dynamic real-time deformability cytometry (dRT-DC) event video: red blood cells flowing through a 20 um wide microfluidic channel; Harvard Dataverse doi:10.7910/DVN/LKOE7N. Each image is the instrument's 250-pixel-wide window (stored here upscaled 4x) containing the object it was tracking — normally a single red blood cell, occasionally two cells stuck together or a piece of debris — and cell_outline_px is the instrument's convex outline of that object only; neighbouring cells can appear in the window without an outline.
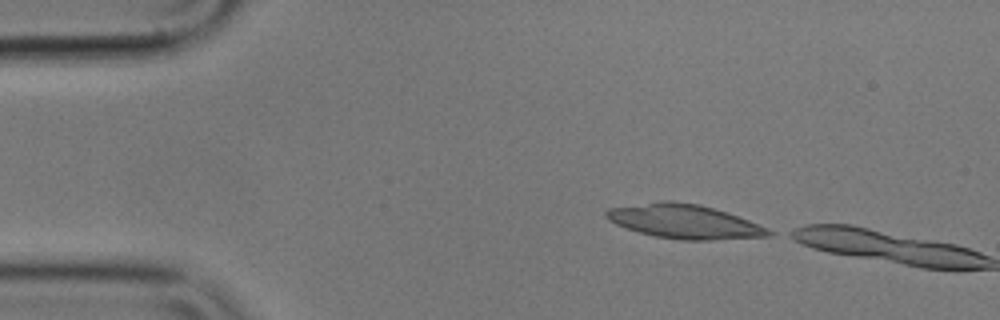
{"species": "common noctule bat (a hibernating species)", "species_latin": "Nyctalus noctula", "temperature_condition": "cold", "stored_images_in_passage": 3, "camera_frame_rate_fps": 3000, "um_per_image_px": 0.085, "animal": {"sex": "male", "body_mass_g": 17.9}, "frame": {"image": 1, "passage_image": 1, "time_ms": 0.0, "image_size_px": [1000, 320], "cell_outline_px": [[776, 232], [772, 236], [712, 240], [680, 240], [656, 236], [640, 232], [616, 224], [608, 220], [604, 216], [604, 212], [608, 208], [660, 200], [672, 200], [700, 204], [728, 212], [768, 228]], "centroid_in_image_um": [58.19, 18.81], "position_along_channel_um": 26.8, "area_um2": 32.54}}